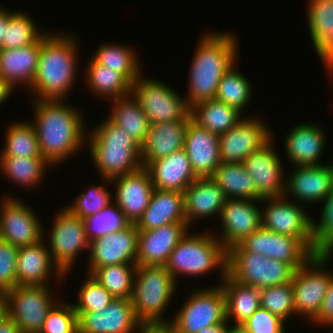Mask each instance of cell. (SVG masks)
<instances>
[{
    "label": "cell",
    "instance_id": "7dc6e473",
    "mask_svg": "<svg viewBox=\"0 0 333 333\" xmlns=\"http://www.w3.org/2000/svg\"><path fill=\"white\" fill-rule=\"evenodd\" d=\"M112 194L104 185H91L88 192L78 195L72 204L66 208L73 214L84 220L91 215H96L102 209L109 206Z\"/></svg>",
    "mask_w": 333,
    "mask_h": 333
},
{
    "label": "cell",
    "instance_id": "ab89813d",
    "mask_svg": "<svg viewBox=\"0 0 333 333\" xmlns=\"http://www.w3.org/2000/svg\"><path fill=\"white\" fill-rule=\"evenodd\" d=\"M6 144L0 156L37 158L42 157L31 121L15 122L7 128Z\"/></svg>",
    "mask_w": 333,
    "mask_h": 333
},
{
    "label": "cell",
    "instance_id": "5bb4252c",
    "mask_svg": "<svg viewBox=\"0 0 333 333\" xmlns=\"http://www.w3.org/2000/svg\"><path fill=\"white\" fill-rule=\"evenodd\" d=\"M0 202V239L17 248L44 239V229L34 210L19 198L6 195Z\"/></svg>",
    "mask_w": 333,
    "mask_h": 333
},
{
    "label": "cell",
    "instance_id": "680465c9",
    "mask_svg": "<svg viewBox=\"0 0 333 333\" xmlns=\"http://www.w3.org/2000/svg\"><path fill=\"white\" fill-rule=\"evenodd\" d=\"M140 333H173L167 326L144 327Z\"/></svg>",
    "mask_w": 333,
    "mask_h": 333
},
{
    "label": "cell",
    "instance_id": "681fc988",
    "mask_svg": "<svg viewBox=\"0 0 333 333\" xmlns=\"http://www.w3.org/2000/svg\"><path fill=\"white\" fill-rule=\"evenodd\" d=\"M321 217L316 223L313 220L314 253H324L333 243V189L322 201Z\"/></svg>",
    "mask_w": 333,
    "mask_h": 333
},
{
    "label": "cell",
    "instance_id": "d6986e66",
    "mask_svg": "<svg viewBox=\"0 0 333 333\" xmlns=\"http://www.w3.org/2000/svg\"><path fill=\"white\" fill-rule=\"evenodd\" d=\"M273 141L271 139L243 161L246 171L254 181L259 200L284 196L285 192L284 166L280 161V154L274 149Z\"/></svg>",
    "mask_w": 333,
    "mask_h": 333
},
{
    "label": "cell",
    "instance_id": "f6af8a7d",
    "mask_svg": "<svg viewBox=\"0 0 333 333\" xmlns=\"http://www.w3.org/2000/svg\"><path fill=\"white\" fill-rule=\"evenodd\" d=\"M261 307L284 322L296 314L292 282L260 289Z\"/></svg>",
    "mask_w": 333,
    "mask_h": 333
},
{
    "label": "cell",
    "instance_id": "6f0895ef",
    "mask_svg": "<svg viewBox=\"0 0 333 333\" xmlns=\"http://www.w3.org/2000/svg\"><path fill=\"white\" fill-rule=\"evenodd\" d=\"M229 321H224L223 323L215 324L206 328H202L197 333H227L229 329Z\"/></svg>",
    "mask_w": 333,
    "mask_h": 333
},
{
    "label": "cell",
    "instance_id": "cb8c5ba5",
    "mask_svg": "<svg viewBox=\"0 0 333 333\" xmlns=\"http://www.w3.org/2000/svg\"><path fill=\"white\" fill-rule=\"evenodd\" d=\"M183 149L198 178L211 177L221 164L219 135L209 132L192 119L186 128Z\"/></svg>",
    "mask_w": 333,
    "mask_h": 333
},
{
    "label": "cell",
    "instance_id": "ee69618b",
    "mask_svg": "<svg viewBox=\"0 0 333 333\" xmlns=\"http://www.w3.org/2000/svg\"><path fill=\"white\" fill-rule=\"evenodd\" d=\"M83 221L89 241L123 230L131 224L115 203H111L96 215H91Z\"/></svg>",
    "mask_w": 333,
    "mask_h": 333
},
{
    "label": "cell",
    "instance_id": "52a82bcc",
    "mask_svg": "<svg viewBox=\"0 0 333 333\" xmlns=\"http://www.w3.org/2000/svg\"><path fill=\"white\" fill-rule=\"evenodd\" d=\"M295 270L281 261L247 252L238 244L227 250V275L258 289L292 282Z\"/></svg>",
    "mask_w": 333,
    "mask_h": 333
},
{
    "label": "cell",
    "instance_id": "f907efd6",
    "mask_svg": "<svg viewBox=\"0 0 333 333\" xmlns=\"http://www.w3.org/2000/svg\"><path fill=\"white\" fill-rule=\"evenodd\" d=\"M19 248L0 239V293L17 286V257Z\"/></svg>",
    "mask_w": 333,
    "mask_h": 333
},
{
    "label": "cell",
    "instance_id": "4fadbf2b",
    "mask_svg": "<svg viewBox=\"0 0 333 333\" xmlns=\"http://www.w3.org/2000/svg\"><path fill=\"white\" fill-rule=\"evenodd\" d=\"M268 203L261 209L262 227L275 233L300 238L313 252V219L300 203L285 196L263 198ZM268 201V202H267ZM299 204V205H298Z\"/></svg>",
    "mask_w": 333,
    "mask_h": 333
},
{
    "label": "cell",
    "instance_id": "d6a6232c",
    "mask_svg": "<svg viewBox=\"0 0 333 333\" xmlns=\"http://www.w3.org/2000/svg\"><path fill=\"white\" fill-rule=\"evenodd\" d=\"M220 285L226 298V320H233L234 325H242L261 306L260 289L240 284L228 275Z\"/></svg>",
    "mask_w": 333,
    "mask_h": 333
},
{
    "label": "cell",
    "instance_id": "6da1fadb",
    "mask_svg": "<svg viewBox=\"0 0 333 333\" xmlns=\"http://www.w3.org/2000/svg\"><path fill=\"white\" fill-rule=\"evenodd\" d=\"M34 125L41 155L52 167L74 156L85 145L83 115L65 100H34ZM54 165V166H53Z\"/></svg>",
    "mask_w": 333,
    "mask_h": 333
},
{
    "label": "cell",
    "instance_id": "d590c367",
    "mask_svg": "<svg viewBox=\"0 0 333 333\" xmlns=\"http://www.w3.org/2000/svg\"><path fill=\"white\" fill-rule=\"evenodd\" d=\"M85 70V83L96 96L115 99L131 94L132 83L118 71L97 63L92 57Z\"/></svg>",
    "mask_w": 333,
    "mask_h": 333
},
{
    "label": "cell",
    "instance_id": "8d00e7d4",
    "mask_svg": "<svg viewBox=\"0 0 333 333\" xmlns=\"http://www.w3.org/2000/svg\"><path fill=\"white\" fill-rule=\"evenodd\" d=\"M210 178L224 191L227 199L259 200L254 181L243 163H221Z\"/></svg>",
    "mask_w": 333,
    "mask_h": 333
},
{
    "label": "cell",
    "instance_id": "94428289",
    "mask_svg": "<svg viewBox=\"0 0 333 333\" xmlns=\"http://www.w3.org/2000/svg\"><path fill=\"white\" fill-rule=\"evenodd\" d=\"M6 316V306L3 297L0 299V321Z\"/></svg>",
    "mask_w": 333,
    "mask_h": 333
},
{
    "label": "cell",
    "instance_id": "6125c7cd",
    "mask_svg": "<svg viewBox=\"0 0 333 333\" xmlns=\"http://www.w3.org/2000/svg\"><path fill=\"white\" fill-rule=\"evenodd\" d=\"M323 254L329 259V261H331V257L333 254V243L327 248V250Z\"/></svg>",
    "mask_w": 333,
    "mask_h": 333
},
{
    "label": "cell",
    "instance_id": "3957f363",
    "mask_svg": "<svg viewBox=\"0 0 333 333\" xmlns=\"http://www.w3.org/2000/svg\"><path fill=\"white\" fill-rule=\"evenodd\" d=\"M191 61L186 103L189 107L214 99L223 75L238 56V42L228 32H206L199 38Z\"/></svg>",
    "mask_w": 333,
    "mask_h": 333
},
{
    "label": "cell",
    "instance_id": "9f6ffc18",
    "mask_svg": "<svg viewBox=\"0 0 333 333\" xmlns=\"http://www.w3.org/2000/svg\"><path fill=\"white\" fill-rule=\"evenodd\" d=\"M8 25V10L4 7L0 8V49L5 41V33Z\"/></svg>",
    "mask_w": 333,
    "mask_h": 333
},
{
    "label": "cell",
    "instance_id": "b9f144b4",
    "mask_svg": "<svg viewBox=\"0 0 333 333\" xmlns=\"http://www.w3.org/2000/svg\"><path fill=\"white\" fill-rule=\"evenodd\" d=\"M137 264L107 265L91 275L115 298L131 299Z\"/></svg>",
    "mask_w": 333,
    "mask_h": 333
},
{
    "label": "cell",
    "instance_id": "7bdbcfd3",
    "mask_svg": "<svg viewBox=\"0 0 333 333\" xmlns=\"http://www.w3.org/2000/svg\"><path fill=\"white\" fill-rule=\"evenodd\" d=\"M23 12L8 11V25L1 49L21 48L35 43L45 32Z\"/></svg>",
    "mask_w": 333,
    "mask_h": 333
},
{
    "label": "cell",
    "instance_id": "83f0119b",
    "mask_svg": "<svg viewBox=\"0 0 333 333\" xmlns=\"http://www.w3.org/2000/svg\"><path fill=\"white\" fill-rule=\"evenodd\" d=\"M148 171L155 189L184 192L198 177L184 149L150 162Z\"/></svg>",
    "mask_w": 333,
    "mask_h": 333
},
{
    "label": "cell",
    "instance_id": "2e32d148",
    "mask_svg": "<svg viewBox=\"0 0 333 333\" xmlns=\"http://www.w3.org/2000/svg\"><path fill=\"white\" fill-rule=\"evenodd\" d=\"M265 124L258 117L248 116L219 135L221 163H243L251 153L267 144L273 134L268 124Z\"/></svg>",
    "mask_w": 333,
    "mask_h": 333
},
{
    "label": "cell",
    "instance_id": "7402d4cb",
    "mask_svg": "<svg viewBox=\"0 0 333 333\" xmlns=\"http://www.w3.org/2000/svg\"><path fill=\"white\" fill-rule=\"evenodd\" d=\"M115 183V204L131 224H136L149 205L154 191L148 171L142 167L136 172L119 176L106 183Z\"/></svg>",
    "mask_w": 333,
    "mask_h": 333
},
{
    "label": "cell",
    "instance_id": "7c38bea8",
    "mask_svg": "<svg viewBox=\"0 0 333 333\" xmlns=\"http://www.w3.org/2000/svg\"><path fill=\"white\" fill-rule=\"evenodd\" d=\"M50 233L49 251L55 265L66 276L74 265L79 252L89 251L90 241L85 224L66 207L56 213Z\"/></svg>",
    "mask_w": 333,
    "mask_h": 333
},
{
    "label": "cell",
    "instance_id": "60d3db41",
    "mask_svg": "<svg viewBox=\"0 0 333 333\" xmlns=\"http://www.w3.org/2000/svg\"><path fill=\"white\" fill-rule=\"evenodd\" d=\"M237 67L234 64L223 75L218 84L215 99L236 108L242 113V110L247 108L246 106L251 100L252 87L250 81L239 72Z\"/></svg>",
    "mask_w": 333,
    "mask_h": 333
},
{
    "label": "cell",
    "instance_id": "ffe728a7",
    "mask_svg": "<svg viewBox=\"0 0 333 333\" xmlns=\"http://www.w3.org/2000/svg\"><path fill=\"white\" fill-rule=\"evenodd\" d=\"M251 199H227L221 209V238L218 240L228 250L262 226L261 208ZM257 204V205H256Z\"/></svg>",
    "mask_w": 333,
    "mask_h": 333
},
{
    "label": "cell",
    "instance_id": "836d02e7",
    "mask_svg": "<svg viewBox=\"0 0 333 333\" xmlns=\"http://www.w3.org/2000/svg\"><path fill=\"white\" fill-rule=\"evenodd\" d=\"M190 114L195 123L217 135L226 133L244 118L239 110L215 98L194 104Z\"/></svg>",
    "mask_w": 333,
    "mask_h": 333
},
{
    "label": "cell",
    "instance_id": "bcb514c9",
    "mask_svg": "<svg viewBox=\"0 0 333 333\" xmlns=\"http://www.w3.org/2000/svg\"><path fill=\"white\" fill-rule=\"evenodd\" d=\"M86 280L78 291V303H74L75 312L102 311L115 298L109 293L91 274H87Z\"/></svg>",
    "mask_w": 333,
    "mask_h": 333
},
{
    "label": "cell",
    "instance_id": "8992f818",
    "mask_svg": "<svg viewBox=\"0 0 333 333\" xmlns=\"http://www.w3.org/2000/svg\"><path fill=\"white\" fill-rule=\"evenodd\" d=\"M176 282L165 266L136 265L131 302L144 327L168 326L167 305L176 290ZM164 316V317H163Z\"/></svg>",
    "mask_w": 333,
    "mask_h": 333
},
{
    "label": "cell",
    "instance_id": "8fae6325",
    "mask_svg": "<svg viewBox=\"0 0 333 333\" xmlns=\"http://www.w3.org/2000/svg\"><path fill=\"white\" fill-rule=\"evenodd\" d=\"M329 259L323 253L314 254L302 267L295 270L292 278L296 315L312 321L319 312L328 283L333 276L328 272Z\"/></svg>",
    "mask_w": 333,
    "mask_h": 333
},
{
    "label": "cell",
    "instance_id": "1f68e13d",
    "mask_svg": "<svg viewBox=\"0 0 333 333\" xmlns=\"http://www.w3.org/2000/svg\"><path fill=\"white\" fill-rule=\"evenodd\" d=\"M40 50L41 37L25 47L0 49V76L13 87L24 84L30 88L36 74Z\"/></svg>",
    "mask_w": 333,
    "mask_h": 333
},
{
    "label": "cell",
    "instance_id": "e0dca14e",
    "mask_svg": "<svg viewBox=\"0 0 333 333\" xmlns=\"http://www.w3.org/2000/svg\"><path fill=\"white\" fill-rule=\"evenodd\" d=\"M138 235L136 225L130 224L90 241L87 274L107 265L137 264Z\"/></svg>",
    "mask_w": 333,
    "mask_h": 333
},
{
    "label": "cell",
    "instance_id": "9a60e30c",
    "mask_svg": "<svg viewBox=\"0 0 333 333\" xmlns=\"http://www.w3.org/2000/svg\"><path fill=\"white\" fill-rule=\"evenodd\" d=\"M238 245L247 252L289 264L294 270L315 254L300 238L278 234L262 226Z\"/></svg>",
    "mask_w": 333,
    "mask_h": 333
},
{
    "label": "cell",
    "instance_id": "f1b7e54d",
    "mask_svg": "<svg viewBox=\"0 0 333 333\" xmlns=\"http://www.w3.org/2000/svg\"><path fill=\"white\" fill-rule=\"evenodd\" d=\"M308 27L315 53L333 76V0H309Z\"/></svg>",
    "mask_w": 333,
    "mask_h": 333
},
{
    "label": "cell",
    "instance_id": "91938a15",
    "mask_svg": "<svg viewBox=\"0 0 333 333\" xmlns=\"http://www.w3.org/2000/svg\"><path fill=\"white\" fill-rule=\"evenodd\" d=\"M227 333H250L242 325H233L229 326Z\"/></svg>",
    "mask_w": 333,
    "mask_h": 333
},
{
    "label": "cell",
    "instance_id": "5b68a950",
    "mask_svg": "<svg viewBox=\"0 0 333 333\" xmlns=\"http://www.w3.org/2000/svg\"><path fill=\"white\" fill-rule=\"evenodd\" d=\"M217 238L209 232H193L191 235L187 232L165 264L176 283L182 274L197 277L212 270H219V282L223 281L227 275V249Z\"/></svg>",
    "mask_w": 333,
    "mask_h": 333
},
{
    "label": "cell",
    "instance_id": "816d5d0a",
    "mask_svg": "<svg viewBox=\"0 0 333 333\" xmlns=\"http://www.w3.org/2000/svg\"><path fill=\"white\" fill-rule=\"evenodd\" d=\"M284 323L279 317L260 306L242 326L250 333H285Z\"/></svg>",
    "mask_w": 333,
    "mask_h": 333
},
{
    "label": "cell",
    "instance_id": "4316f807",
    "mask_svg": "<svg viewBox=\"0 0 333 333\" xmlns=\"http://www.w3.org/2000/svg\"><path fill=\"white\" fill-rule=\"evenodd\" d=\"M189 113L180 121L150 125L145 142L141 145V163L146 167L150 162L165 158L184 148L186 128L191 120Z\"/></svg>",
    "mask_w": 333,
    "mask_h": 333
},
{
    "label": "cell",
    "instance_id": "ac0fdd59",
    "mask_svg": "<svg viewBox=\"0 0 333 333\" xmlns=\"http://www.w3.org/2000/svg\"><path fill=\"white\" fill-rule=\"evenodd\" d=\"M76 313L78 333H140L144 328L131 299L114 298L102 311Z\"/></svg>",
    "mask_w": 333,
    "mask_h": 333
},
{
    "label": "cell",
    "instance_id": "9c48e42d",
    "mask_svg": "<svg viewBox=\"0 0 333 333\" xmlns=\"http://www.w3.org/2000/svg\"><path fill=\"white\" fill-rule=\"evenodd\" d=\"M49 286H16L3 294L6 315L21 333H39L48 311L57 302ZM55 301V302H54Z\"/></svg>",
    "mask_w": 333,
    "mask_h": 333
},
{
    "label": "cell",
    "instance_id": "44dd1931",
    "mask_svg": "<svg viewBox=\"0 0 333 333\" xmlns=\"http://www.w3.org/2000/svg\"><path fill=\"white\" fill-rule=\"evenodd\" d=\"M294 167L286 177L284 196L310 204L324 201L333 189V158L328 165Z\"/></svg>",
    "mask_w": 333,
    "mask_h": 333
},
{
    "label": "cell",
    "instance_id": "277c9868",
    "mask_svg": "<svg viewBox=\"0 0 333 333\" xmlns=\"http://www.w3.org/2000/svg\"><path fill=\"white\" fill-rule=\"evenodd\" d=\"M87 141L94 165L104 181L142 168L141 146L107 116L87 135Z\"/></svg>",
    "mask_w": 333,
    "mask_h": 333
},
{
    "label": "cell",
    "instance_id": "7a4b0ae2",
    "mask_svg": "<svg viewBox=\"0 0 333 333\" xmlns=\"http://www.w3.org/2000/svg\"><path fill=\"white\" fill-rule=\"evenodd\" d=\"M71 36L47 31L41 36L37 70L29 88L36 95L34 100H65L70 95L79 53L76 37Z\"/></svg>",
    "mask_w": 333,
    "mask_h": 333
},
{
    "label": "cell",
    "instance_id": "30bf717a",
    "mask_svg": "<svg viewBox=\"0 0 333 333\" xmlns=\"http://www.w3.org/2000/svg\"><path fill=\"white\" fill-rule=\"evenodd\" d=\"M131 93L146 114L150 125L180 121L190 113L186 99L155 79L144 78L142 74L132 84Z\"/></svg>",
    "mask_w": 333,
    "mask_h": 333
},
{
    "label": "cell",
    "instance_id": "484cf974",
    "mask_svg": "<svg viewBox=\"0 0 333 333\" xmlns=\"http://www.w3.org/2000/svg\"><path fill=\"white\" fill-rule=\"evenodd\" d=\"M46 245L42 240L37 244L19 248L16 264L17 286H48L51 276H59V280L65 277L53 262ZM52 269L55 271L54 275Z\"/></svg>",
    "mask_w": 333,
    "mask_h": 333
},
{
    "label": "cell",
    "instance_id": "f35d334b",
    "mask_svg": "<svg viewBox=\"0 0 333 333\" xmlns=\"http://www.w3.org/2000/svg\"><path fill=\"white\" fill-rule=\"evenodd\" d=\"M131 47L121 44L99 45L92 58L99 64L123 74L132 84L142 74V66Z\"/></svg>",
    "mask_w": 333,
    "mask_h": 333
},
{
    "label": "cell",
    "instance_id": "c3c4849f",
    "mask_svg": "<svg viewBox=\"0 0 333 333\" xmlns=\"http://www.w3.org/2000/svg\"><path fill=\"white\" fill-rule=\"evenodd\" d=\"M39 333H78V315L73 303L57 300L48 311Z\"/></svg>",
    "mask_w": 333,
    "mask_h": 333
},
{
    "label": "cell",
    "instance_id": "11a10c76",
    "mask_svg": "<svg viewBox=\"0 0 333 333\" xmlns=\"http://www.w3.org/2000/svg\"><path fill=\"white\" fill-rule=\"evenodd\" d=\"M15 87H13L8 81H6L2 76H0V105L5 103L7 98L11 96L12 91Z\"/></svg>",
    "mask_w": 333,
    "mask_h": 333
},
{
    "label": "cell",
    "instance_id": "f5cc1de1",
    "mask_svg": "<svg viewBox=\"0 0 333 333\" xmlns=\"http://www.w3.org/2000/svg\"><path fill=\"white\" fill-rule=\"evenodd\" d=\"M311 322L316 326H333V276L328 283L318 315Z\"/></svg>",
    "mask_w": 333,
    "mask_h": 333
},
{
    "label": "cell",
    "instance_id": "ba28073f",
    "mask_svg": "<svg viewBox=\"0 0 333 333\" xmlns=\"http://www.w3.org/2000/svg\"><path fill=\"white\" fill-rule=\"evenodd\" d=\"M187 298L167 326L173 333H197L226 321V298L220 284L195 289Z\"/></svg>",
    "mask_w": 333,
    "mask_h": 333
},
{
    "label": "cell",
    "instance_id": "e575fe53",
    "mask_svg": "<svg viewBox=\"0 0 333 333\" xmlns=\"http://www.w3.org/2000/svg\"><path fill=\"white\" fill-rule=\"evenodd\" d=\"M111 114L107 117L130 135L140 146L145 142L150 128L149 120L132 93L110 100Z\"/></svg>",
    "mask_w": 333,
    "mask_h": 333
},
{
    "label": "cell",
    "instance_id": "74e56055",
    "mask_svg": "<svg viewBox=\"0 0 333 333\" xmlns=\"http://www.w3.org/2000/svg\"><path fill=\"white\" fill-rule=\"evenodd\" d=\"M52 166L45 158H27L15 156H0L2 174L15 184L24 187H36L44 180L45 168Z\"/></svg>",
    "mask_w": 333,
    "mask_h": 333
},
{
    "label": "cell",
    "instance_id": "db71d44e",
    "mask_svg": "<svg viewBox=\"0 0 333 333\" xmlns=\"http://www.w3.org/2000/svg\"><path fill=\"white\" fill-rule=\"evenodd\" d=\"M0 333H21L15 321L7 315L0 321Z\"/></svg>",
    "mask_w": 333,
    "mask_h": 333
},
{
    "label": "cell",
    "instance_id": "4dcf8cb0",
    "mask_svg": "<svg viewBox=\"0 0 333 333\" xmlns=\"http://www.w3.org/2000/svg\"><path fill=\"white\" fill-rule=\"evenodd\" d=\"M170 223H186L184 194L154 189L148 207L135 225L138 230H151Z\"/></svg>",
    "mask_w": 333,
    "mask_h": 333
},
{
    "label": "cell",
    "instance_id": "603a6c76",
    "mask_svg": "<svg viewBox=\"0 0 333 333\" xmlns=\"http://www.w3.org/2000/svg\"><path fill=\"white\" fill-rule=\"evenodd\" d=\"M188 230L187 223H170L151 230H139L137 265L165 266L170 253Z\"/></svg>",
    "mask_w": 333,
    "mask_h": 333
},
{
    "label": "cell",
    "instance_id": "d4e9b609",
    "mask_svg": "<svg viewBox=\"0 0 333 333\" xmlns=\"http://www.w3.org/2000/svg\"><path fill=\"white\" fill-rule=\"evenodd\" d=\"M306 123L294 125L285 139V152L294 166H319L325 150L326 133L321 125Z\"/></svg>",
    "mask_w": 333,
    "mask_h": 333
},
{
    "label": "cell",
    "instance_id": "f546056e",
    "mask_svg": "<svg viewBox=\"0 0 333 333\" xmlns=\"http://www.w3.org/2000/svg\"><path fill=\"white\" fill-rule=\"evenodd\" d=\"M183 194L188 226L199 218L220 215L227 201L224 191L210 177L197 178Z\"/></svg>",
    "mask_w": 333,
    "mask_h": 333
}]
</instances>
